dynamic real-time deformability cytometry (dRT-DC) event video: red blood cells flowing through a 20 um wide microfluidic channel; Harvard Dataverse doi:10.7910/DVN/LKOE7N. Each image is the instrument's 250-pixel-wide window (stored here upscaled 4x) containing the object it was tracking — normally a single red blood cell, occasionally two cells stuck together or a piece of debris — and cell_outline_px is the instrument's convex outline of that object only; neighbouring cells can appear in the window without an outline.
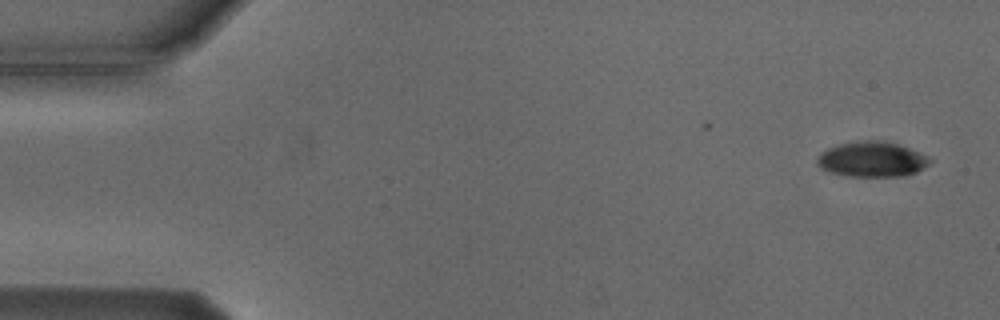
{"species": "Egyptian fruit bat (a non-hibernating species)", "species_latin": "Rousettus aegyptiacus", "temperature_condition": "cold", "stored_images_in_passage": 6, "camera_frame_rate_fps": 3000, "um_per_image_px": 0.085, "animal": {"sex": "male"}, "frame": {"image": 1, "passage_image": 1, "time_ms": 0.0, "image_size_px": [1000, 320], "cell_outline_px": [[932, 160], [928, 164], [916, 172], [904, 176], [852, 176], [828, 172], [820, 168], [816, 164], [816, 160], [820, 152], [828, 148], [840, 144], [868, 140], [880, 140], [896, 144], [908, 148]], "centroid_in_image_um": [74.05, 13.55], "position_along_channel_um": 11.0, "area_um2": 22.77}}
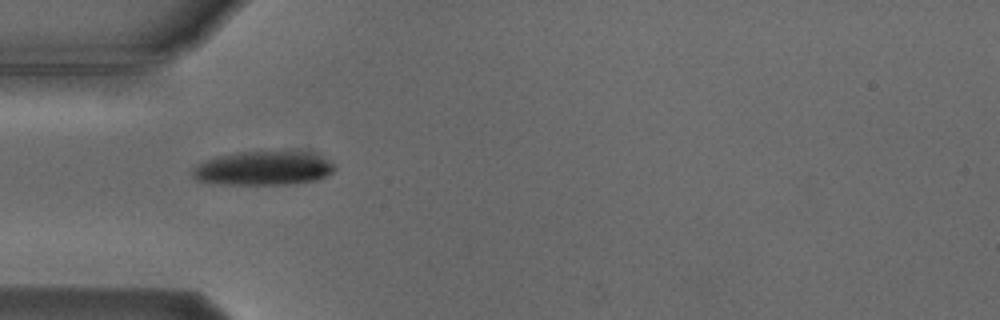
{"frame": {"image": 2, "passage_image": 5, "time_ms": 4.667, "image_size_px": [1000, 320], "cell_outline_px": [[336, 168], [332, 172], [316, 180], [292, 184], [220, 184], [196, 180], [192, 176], [192, 168], [196, 164], [216, 156], [236, 152], [296, 148], [316, 152], [332, 160], [336, 164]], "centroid_in_image_um": [22.48, 14.23], "position_along_channel_um": 62.5, "area_um2": 29.65}}
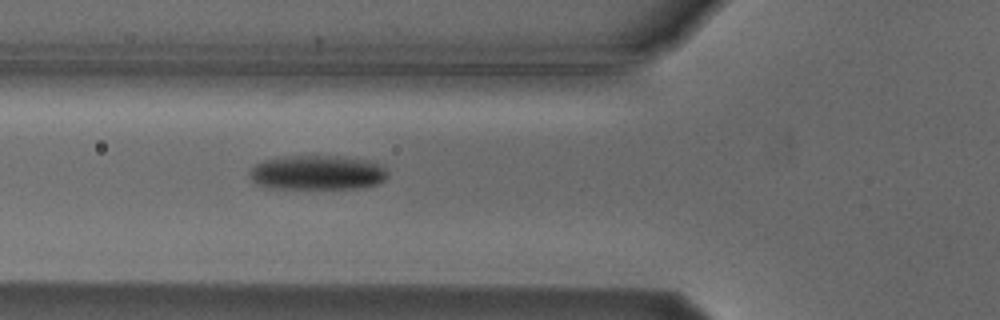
{"frame": {"image": 3, "passage_image": 6, "time_ms": 5.667, "image_size_px": [1000, 320], "cell_outline_px": [[388, 176], [384, 180], [376, 184], [360, 188], [268, 188], [256, 184], [252, 180], [248, 172], [256, 164], [264, 160], [284, 156], [340, 156], [368, 160], [384, 168], [388, 172]], "centroid_in_image_um": [26.95, 14.67], "position_along_channel_um": 98.9, "area_um2": 27.74}}